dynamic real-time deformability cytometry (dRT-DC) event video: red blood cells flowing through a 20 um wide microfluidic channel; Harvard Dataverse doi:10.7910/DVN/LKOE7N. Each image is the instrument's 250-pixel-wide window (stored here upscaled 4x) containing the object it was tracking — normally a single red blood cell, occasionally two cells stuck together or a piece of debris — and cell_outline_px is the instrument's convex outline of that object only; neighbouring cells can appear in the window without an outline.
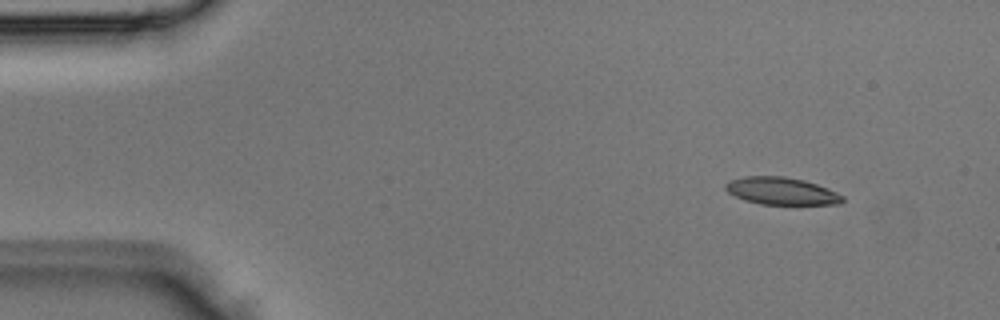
{"species": "Egyptian fruit bat (a non-hibernating species)", "species_latin": "Rousettus aegyptiacus", "temperature_condition": "room temperature", "stored_images_in_passage": 4, "segment_of_instrument_passage": [1, 2], "camera_frame_rate_fps": 3000, "um_per_image_px": 0.085, "animal": {"sex": "male"}, "frame": {"image": 1, "passage_image": 1, "time_ms": 0.0, "image_size_px": [1000, 320], "cell_outline_px": [[844, 200], [840, 204], [760, 204], [744, 200], [728, 192], [724, 188], [724, 184], [728, 180], [744, 176], [784, 176], [804, 180], [828, 188], [844, 196]], "centroid_in_image_um": [66.4, 16.23], "position_along_channel_um": 18.6, "area_um2": 18.73}}